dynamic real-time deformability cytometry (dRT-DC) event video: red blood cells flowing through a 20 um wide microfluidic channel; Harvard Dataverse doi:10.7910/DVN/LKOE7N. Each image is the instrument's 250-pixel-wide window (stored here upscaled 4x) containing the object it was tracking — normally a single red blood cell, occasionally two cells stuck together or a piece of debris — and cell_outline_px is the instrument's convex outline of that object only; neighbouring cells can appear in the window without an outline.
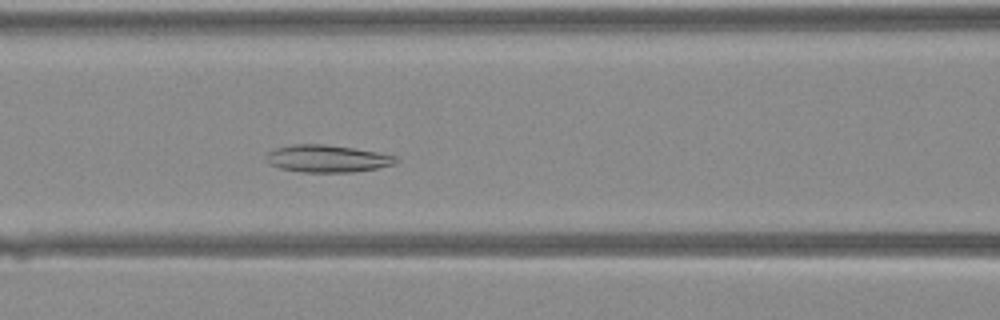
{"species": "Egyptian fruit bat (a non-hibernating species)", "species_latin": "Rousettus aegyptiacus", "temperature_condition": "warm", "stored_images_in_passage": 33, "camera_frame_rate_fps": 3000, "um_per_image_px": 0.085, "animal": {"sex": "female"}, "frame": {"image": 1, "passage_image": 9, "time_ms": 2.667, "image_size_px": [1000, 320], "cell_outline_px": [[400, 160], [392, 164], [376, 168], [352, 172], [300, 172], [280, 168], [268, 164], [264, 156], [268, 152], [276, 148], [292, 144], [324, 144], [352, 148], [376, 152], [396, 156]], "centroid_in_image_um": [27.75, 13.48], "position_along_channel_um": 138.8, "area_um2": 20.58}}
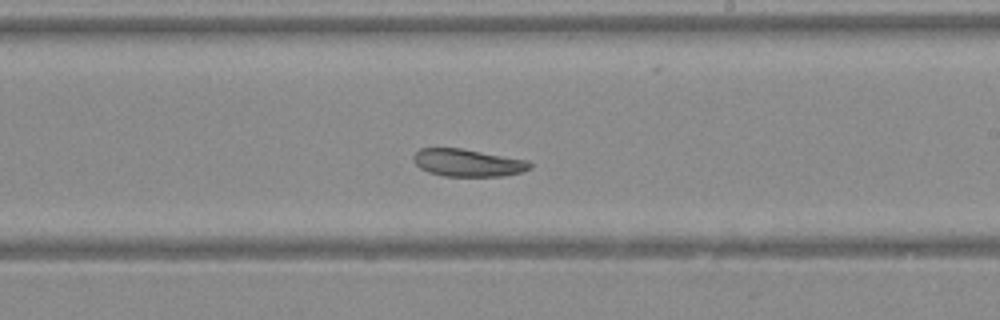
{"frame": {"image": 2, "passage_image": 16, "time_ms": 5.0, "image_size_px": [1000, 320], "cell_outline_px": [[532, 168], [524, 172], [504, 176], [444, 176], [428, 172], [420, 168], [412, 160], [412, 156], [420, 148], [460, 148], [528, 160], [532, 164]], "centroid_in_image_um": [39.77, 13.84], "position_along_channel_um": 249.2, "area_um2": 18.79}}
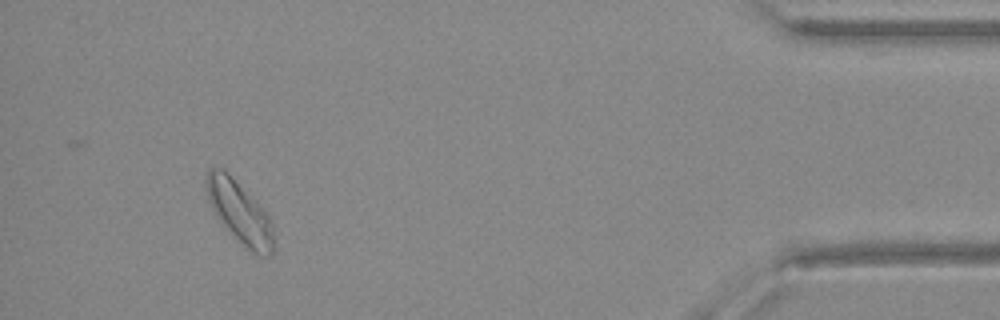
{"frame": {"image": 3, "passage_image": 30, "time_ms": 9.667, "image_size_px": [1000, 320], "cell_outline_px": [[276, 252], [268, 256], [256, 256], [216, 216], [208, 200], [204, 180], [204, 176], [208, 168], [224, 168], [228, 172], [268, 216], [272, 224], [276, 244]], "centroid_in_image_um": [20.38, 18.04], "position_along_channel_um": 414.8, "area_um2": 24.1}}